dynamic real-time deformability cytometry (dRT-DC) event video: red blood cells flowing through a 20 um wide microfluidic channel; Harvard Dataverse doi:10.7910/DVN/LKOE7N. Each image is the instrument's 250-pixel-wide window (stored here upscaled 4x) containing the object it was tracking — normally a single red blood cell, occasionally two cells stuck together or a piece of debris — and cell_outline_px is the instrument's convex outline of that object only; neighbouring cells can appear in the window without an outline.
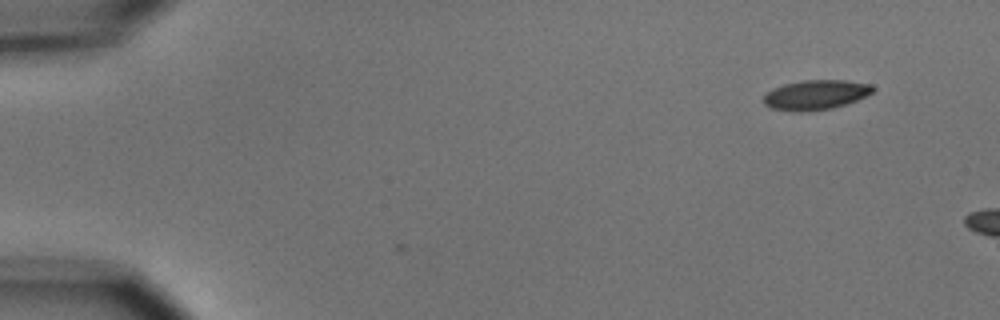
{"species": "common noctule bat (a hibernating species)", "species_latin": "Nyctalus noctula", "temperature_condition": "cold", "stored_images_in_passage": 2, "camera_frame_rate_fps": 3000, "um_per_image_px": 0.085, "animal": {"sex": "male", "body_mass_g": 15.6}, "frame": {"image": 1, "passage_image": 1, "time_ms": 0.0, "image_size_px": [1000, 320], "cell_outline_px": [[876, 88], [872, 92], [856, 100], [832, 108], [772, 108], [764, 104], [764, 96], [772, 88], [784, 84], [800, 80], [844, 80], [872, 84]], "centroid_in_image_um": [69.39, 7.98], "position_along_channel_um": 15.6, "area_um2": 17.92}}